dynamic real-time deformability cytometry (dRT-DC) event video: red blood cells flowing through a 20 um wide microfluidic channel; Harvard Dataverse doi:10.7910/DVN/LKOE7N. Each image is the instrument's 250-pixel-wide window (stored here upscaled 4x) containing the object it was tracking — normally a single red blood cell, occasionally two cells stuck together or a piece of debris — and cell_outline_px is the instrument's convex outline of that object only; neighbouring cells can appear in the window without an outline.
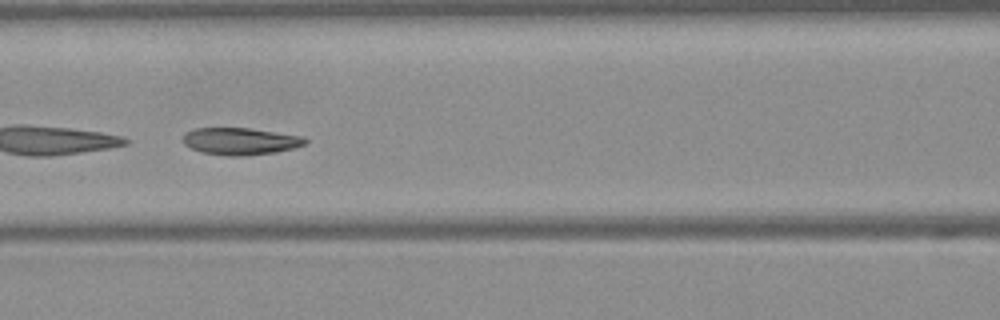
{"species": "Egyptian fruit bat (a non-hibernating species)", "species_latin": "Rousettus aegyptiacus", "temperature_condition": "warm", "stored_images_in_passage": 37, "camera_frame_rate_fps": 3000, "um_per_image_px": 0.085, "frame": {"image": 1, "passage_image": 11, "time_ms": 3.333, "image_size_px": [1000, 320], "cell_outline_px": [[308, 144], [296, 148], [276, 152], [244, 156], [228, 156], [200, 152], [184, 144], [184, 132], [196, 128], [252, 128], [304, 136], [308, 140]], "centroid_in_image_um": [20.49, 12.0], "position_along_channel_um": 146.1, "area_um2": 19.59}, "authors_computed_cell_mechanics": {"area_um2": 20.1722, "velocity_mm_per_s": 4.0762, "shape_relaxation_time_tau1_ms": 2.9395, "shape_relaxation_time_tau2_ms": 1.7587, "deformation_change_tau1": 0.1302, "deformation_change_tau2": 0.0778}}